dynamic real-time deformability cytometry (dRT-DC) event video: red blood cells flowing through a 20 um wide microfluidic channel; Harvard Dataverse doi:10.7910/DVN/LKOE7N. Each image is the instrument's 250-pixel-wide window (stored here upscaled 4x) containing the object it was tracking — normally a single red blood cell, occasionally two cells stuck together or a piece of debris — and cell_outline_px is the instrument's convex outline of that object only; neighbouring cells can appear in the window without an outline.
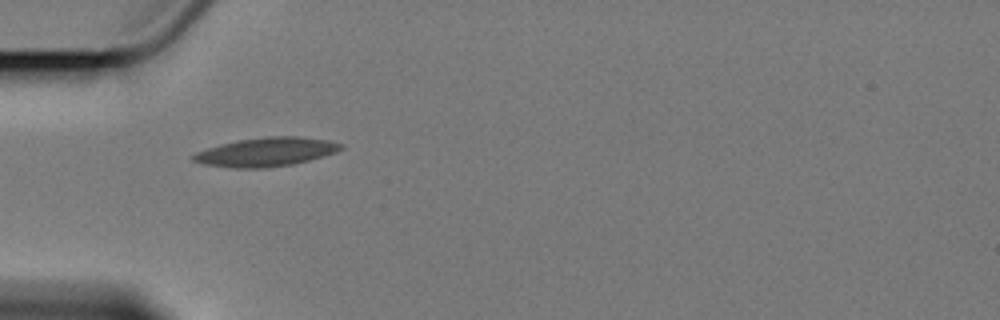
{"species": "Egyptian fruit bat (a non-hibernating species)", "species_latin": "Rousettus aegyptiacus", "temperature_condition": "cold", "stored_images_in_passage": 2, "camera_frame_rate_fps": 3000, "um_per_image_px": 0.085, "animal": {"sex": "female"}, "frame": {"image": 1, "passage_image": 1, "time_ms": 0.0, "image_size_px": [1000, 320], "cell_outline_px": [[344, 148], [336, 152], [324, 156], [292, 164], [268, 168], [232, 168], [204, 164], [192, 160], [188, 156], [196, 152], [220, 144], [240, 140], [268, 136], [300, 136], [328, 140], [344, 144]], "centroid_in_image_um": [22.62, 12.92], "position_along_channel_um": 62.4, "area_um2": 24.91}}
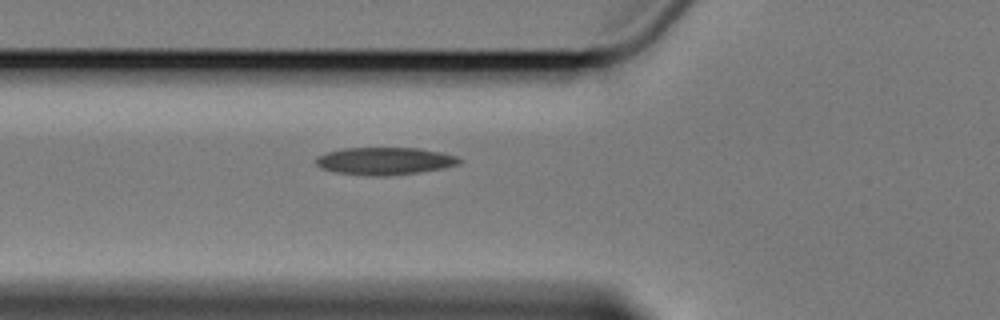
{"frame": {"image": 2, "passage_image": 2, "time_ms": 1.0, "image_size_px": [1000, 320], "cell_outline_px": [[464, 160], [460, 164], [444, 168], [420, 172], [388, 176], [368, 176], [336, 172], [320, 168], [316, 164], [316, 156], [328, 152], [344, 148], [420, 148], [440, 152], [456, 156]], "centroid_in_image_um": [32.72, 13.69], "position_along_channel_um": 93.1, "area_um2": 23.12}}